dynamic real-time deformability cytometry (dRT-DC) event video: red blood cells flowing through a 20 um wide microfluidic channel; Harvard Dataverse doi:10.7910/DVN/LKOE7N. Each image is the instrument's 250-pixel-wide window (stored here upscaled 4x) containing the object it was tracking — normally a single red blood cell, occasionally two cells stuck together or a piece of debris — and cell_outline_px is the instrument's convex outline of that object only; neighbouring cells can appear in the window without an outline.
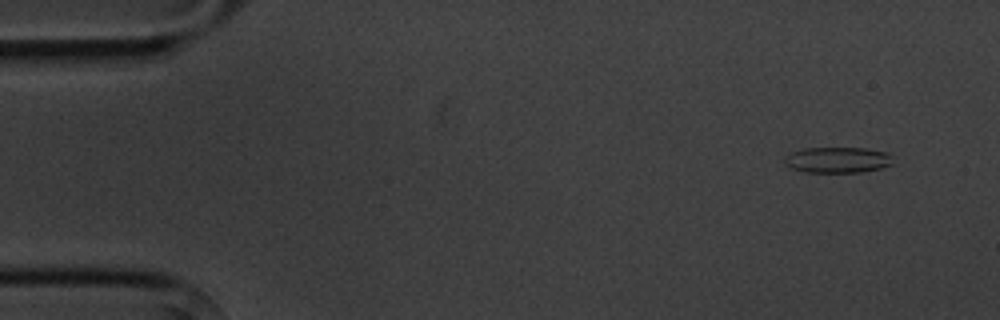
{"species": "common noctule bat (a hibernating species)", "species_latin": "Nyctalus noctula", "temperature_condition": "cold", "stored_images_in_passage": 4, "camera_frame_rate_fps": 3000, "um_per_image_px": 0.085, "animal": {"sex": "male", "body_mass_g": 20.1, "forearm_length_mm": 53.5}, "frame": {"image": 1, "passage_image": 1, "time_ms": 0.0, "image_size_px": [1000, 320], "cell_outline_px": [[892, 164], [880, 168], [860, 172], [804, 172], [792, 168], [784, 160], [784, 156], [792, 152], [804, 148], [864, 148], [888, 152], [892, 156]], "centroid_in_image_um": [71.21, 13.58], "position_along_channel_um": 13.8, "area_um2": 16.24}}
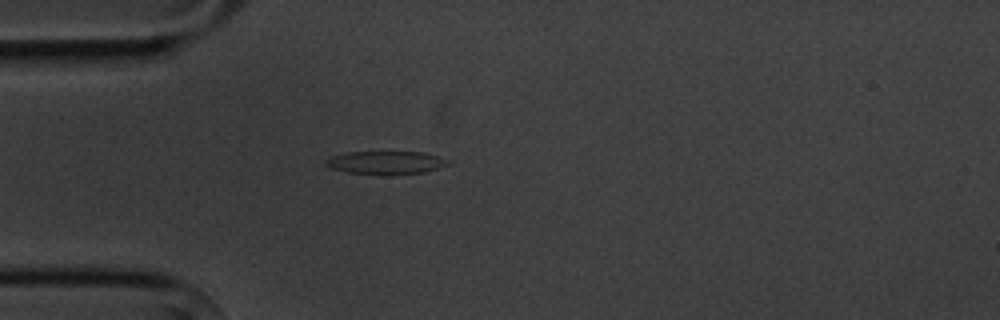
{"frame": {"image": 2, "passage_image": 4, "time_ms": 3.667, "image_size_px": [1000, 320], "cell_outline_px": [[448, 164], [440, 168], [424, 172], [388, 176], [376, 176], [348, 172], [332, 168], [324, 164], [324, 160], [332, 156], [348, 152], [424, 152], [448, 160]], "centroid_in_image_um": [32.77, 13.85], "position_along_channel_um": 52.2, "area_um2": 16.76}}